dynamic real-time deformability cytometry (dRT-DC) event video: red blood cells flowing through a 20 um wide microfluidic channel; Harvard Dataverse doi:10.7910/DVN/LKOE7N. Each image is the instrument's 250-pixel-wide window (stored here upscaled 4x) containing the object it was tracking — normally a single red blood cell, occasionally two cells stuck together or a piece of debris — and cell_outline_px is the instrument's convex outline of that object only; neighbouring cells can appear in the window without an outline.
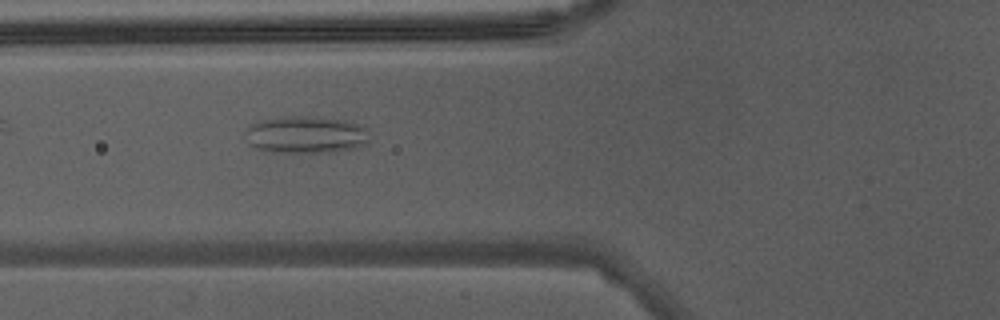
{"species": "Egyptian fruit bat (a non-hibernating species)", "species_latin": "Rousettus aegyptiacus", "temperature_condition": "warm", "stored_images_in_passage": 34, "camera_frame_rate_fps": 3000, "um_per_image_px": 0.085, "animal": {"sex": "male"}, "frame": {"image": 1, "passage_image": 6, "time_ms": 1.667, "image_size_px": [1000, 320], "cell_outline_px": [[368, 144], [356, 148], [332, 152], [268, 152], [256, 148], [252, 144], [244, 132], [252, 124], [264, 120], [288, 116], [320, 116], [344, 120], [368, 128]], "centroid_in_image_um": [26.06, 11.45], "position_along_channel_um": 99.7, "area_um2": 26.93}}